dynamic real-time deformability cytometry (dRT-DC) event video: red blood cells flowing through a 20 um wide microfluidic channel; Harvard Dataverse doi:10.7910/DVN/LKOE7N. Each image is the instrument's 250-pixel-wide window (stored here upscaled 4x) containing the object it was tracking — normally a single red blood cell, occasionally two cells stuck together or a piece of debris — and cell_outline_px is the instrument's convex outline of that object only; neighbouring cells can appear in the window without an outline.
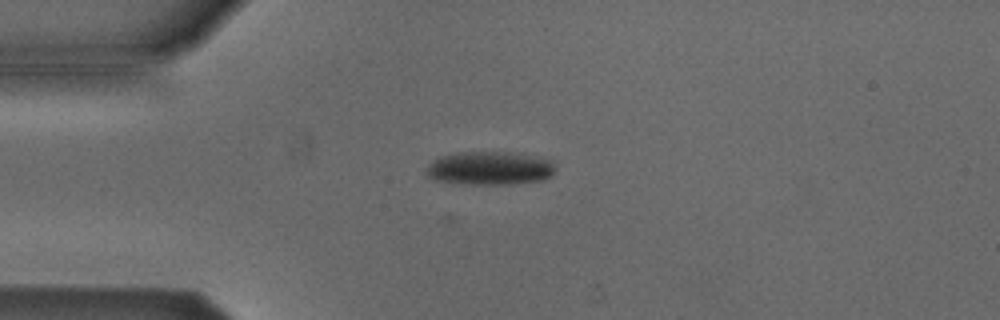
{"species": "Egyptian fruit bat (a non-hibernating species)", "species_latin": "Rousettus aegyptiacus", "temperature_condition": "cold", "stored_images_in_passage": 6, "camera_frame_rate_fps": 3000, "um_per_image_px": 0.085, "animal": {"sex": "male"}, "frame": {"image": 1, "passage_image": 3, "time_ms": 3.333, "image_size_px": [1000, 320], "cell_outline_px": [[556, 172], [552, 176], [544, 180], [512, 184], [452, 184], [432, 180], [424, 172], [424, 168], [432, 160], [440, 156], [456, 152], [508, 152], [556, 160]], "centroid_in_image_um": [41.61, 14.31], "position_along_channel_um": 43.4, "area_um2": 26.01}}
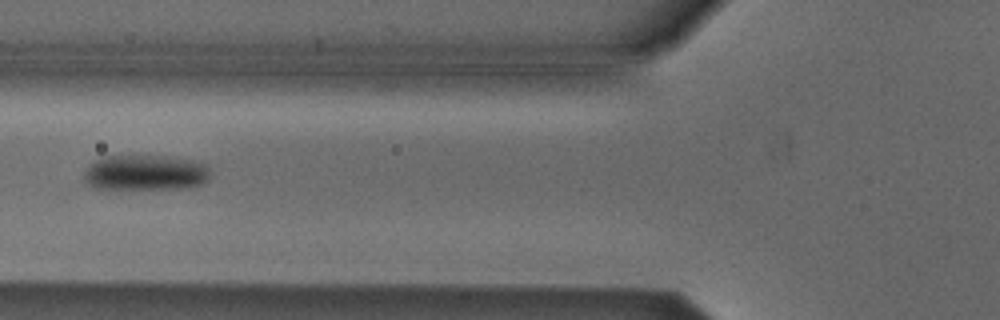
{"frame": {"image": 2, "passage_image": 5, "time_ms": 5.667, "image_size_px": [1000, 320], "cell_outline_px": [[212, 172], [208, 180], [204, 184], [188, 188], [92, 188], [84, 184], [84, 172], [88, 164], [92, 160], [104, 156], [168, 156], [192, 160], [208, 164]], "centroid_in_image_um": [12.37, 14.67], "position_along_channel_um": 113.4, "area_um2": 26.65}}
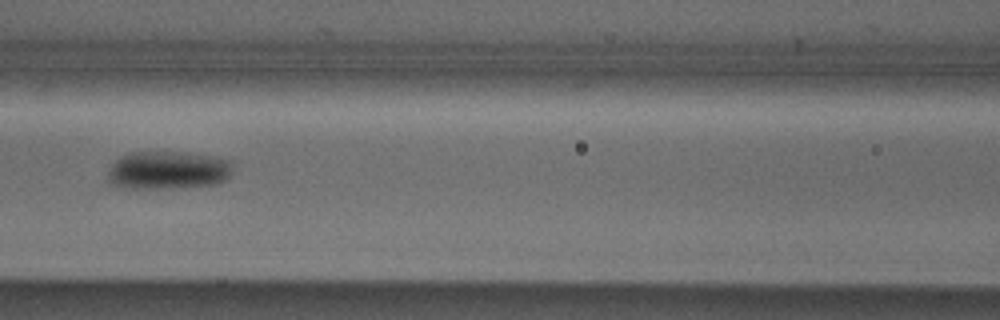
{"frame": {"image": 3, "passage_image": 6, "time_ms": 6.667, "image_size_px": [1000, 320], "cell_outline_px": [[232, 172], [224, 180], [216, 184], [180, 188], [124, 188], [108, 184], [108, 172], [112, 164], [120, 156], [128, 152], [188, 152], [212, 156], [232, 160]], "centroid_in_image_um": [14.26, 14.47], "position_along_channel_um": 152.3, "area_um2": 28.21}}